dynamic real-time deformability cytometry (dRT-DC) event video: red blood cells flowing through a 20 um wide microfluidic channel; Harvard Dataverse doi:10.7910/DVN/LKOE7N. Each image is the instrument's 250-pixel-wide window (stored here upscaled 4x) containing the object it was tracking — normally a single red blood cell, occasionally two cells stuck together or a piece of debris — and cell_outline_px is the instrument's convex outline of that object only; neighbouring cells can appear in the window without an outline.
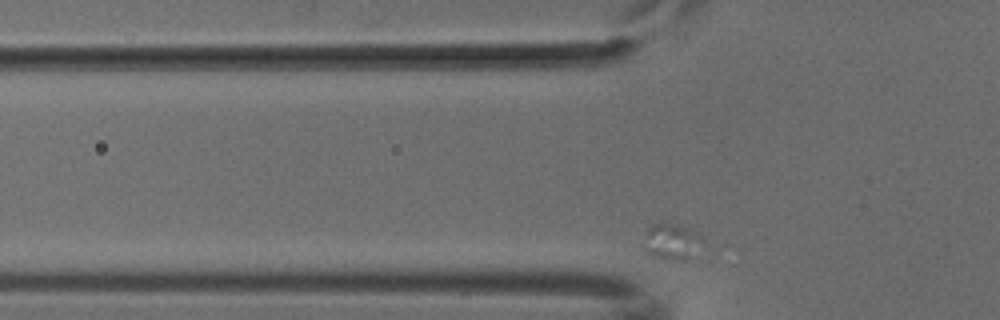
{"species": "common noctule bat (a hibernating species)", "species_latin": "Nyctalus noctula", "temperature_condition": "cold", "stored_images_in_passage": 13, "camera_frame_rate_fps": 3000, "um_per_image_px": 0.085, "animal": {"sex": "male", "body_mass_g": 18.8}, "frame": {"image": 1, "passage_image": 4, "time_ms": 1.0, "image_size_px": [1000, 320], "cell_outline_px": [[704, 240], [688, 260], [676, 260], [652, 256], [644, 248], [644, 232], [652, 224], [668, 220], [700, 236]], "centroid_in_image_um": [57.03, 20.51], "position_along_channel_um": 68.8, "area_um2": 12.31}}
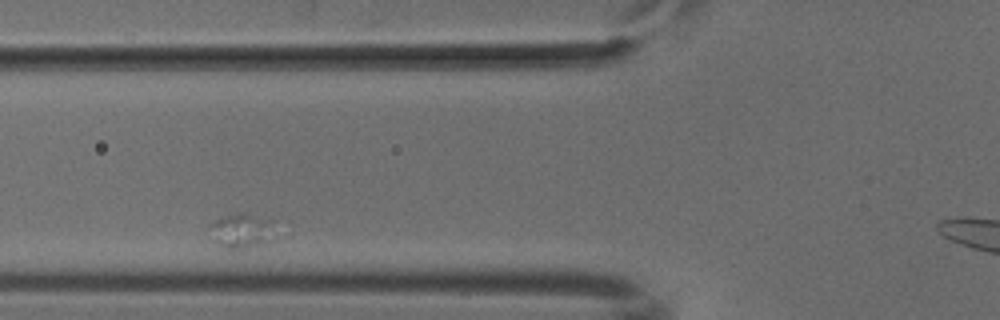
{"frame": {"image": 2, "passage_image": 8, "time_ms": 2.333, "image_size_px": [1000, 320], "cell_outline_px": [[272, 240], [248, 248], [224, 248], [216, 240], [212, 224], [216, 220], [224, 216], [236, 212], [244, 212], [268, 220]], "centroid_in_image_um": [20.53, 19.61], "position_along_channel_um": 105.3, "area_um2": 12.2}}